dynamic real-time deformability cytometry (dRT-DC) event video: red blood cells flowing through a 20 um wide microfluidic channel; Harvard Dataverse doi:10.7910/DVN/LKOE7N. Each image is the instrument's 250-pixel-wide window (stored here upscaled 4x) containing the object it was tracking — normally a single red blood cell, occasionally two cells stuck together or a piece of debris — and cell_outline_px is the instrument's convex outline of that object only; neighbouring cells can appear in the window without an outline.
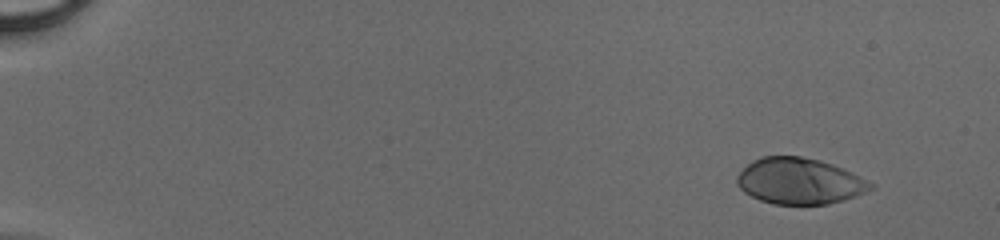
{"species": "human", "species_latin": "Homo sapiens", "temperature_condition": "cold", "stored_images_in_passage": 46, "camera_frame_rate_fps": 3000, "um_per_image_px": 0.085, "donor": {"sex": "male"}, "frame": {"image": 1, "passage_image": 1, "time_ms": 0.0, "image_size_px": [1000, 240], "cell_outline_px": [[876, 188], [856, 196], [844, 200], [828, 204], [772, 204], [760, 200], [744, 192], [736, 184], [736, 176], [752, 160], [764, 156], [800, 156], [820, 160], [832, 164], [852, 172], [876, 184]], "centroid_in_image_um": [67.99, 15.4], "position_along_channel_um": 17.0, "area_um2": 36.13}}
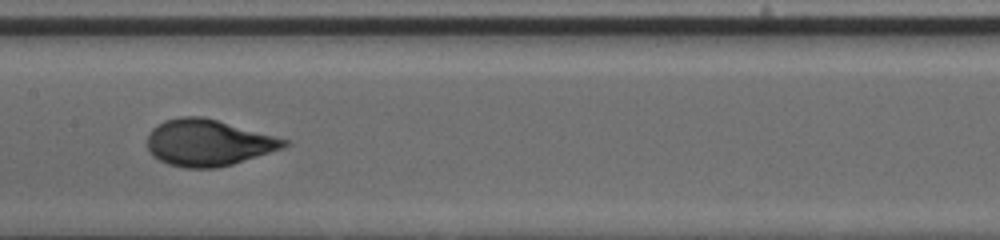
{"frame": {"image": 2, "passage_image": 24, "time_ms": 7.667, "image_size_px": [1000, 240], "cell_outline_px": [[292, 144], [284, 148], [232, 164], [216, 168], [184, 168], [168, 164], [152, 156], [148, 152], [148, 132], [156, 124], [164, 120], [180, 116], [204, 116], [288, 140]], "centroid_in_image_um": [17.66, 12.12], "position_along_channel_um": 189.7, "area_um2": 37.22}}
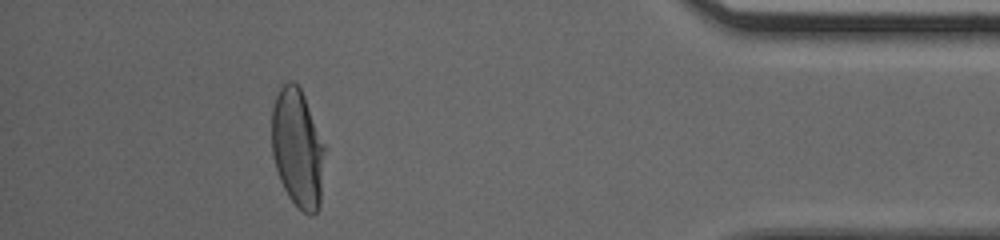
{"frame": {"image": 3, "passage_image": 42, "time_ms": 13.667, "image_size_px": [1000, 240], "cell_outline_px": [[324, 148], [320, 204], [316, 212], [312, 216], [304, 212], [288, 196], [280, 180], [276, 168], [272, 152], [272, 108], [276, 96], [280, 88], [288, 80], [292, 80], [300, 88], [304, 96], [324, 144]], "centroid_in_image_um": [25.28, 12.58], "position_along_channel_um": 409.9, "area_um2": 36.13}}